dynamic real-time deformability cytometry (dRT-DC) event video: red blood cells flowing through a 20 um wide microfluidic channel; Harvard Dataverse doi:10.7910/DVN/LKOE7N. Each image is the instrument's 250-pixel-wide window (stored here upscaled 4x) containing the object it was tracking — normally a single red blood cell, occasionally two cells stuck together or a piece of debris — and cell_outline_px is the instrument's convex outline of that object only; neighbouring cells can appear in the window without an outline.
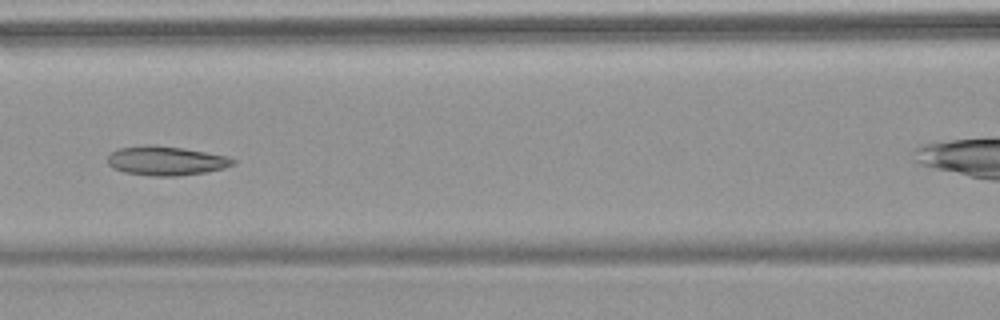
{"species": "common noctule bat (a hibernating species)", "species_latin": "Nyctalus noctula", "temperature_condition": "warm", "stored_images_in_passage": 5, "camera_frame_rate_fps": 3000, "um_per_image_px": 0.085, "animal": {"sex": "female", "body_mass_g": 18.4}, "frame": {"image": 1, "passage_image": 4, "time_ms": 3.333, "image_size_px": [1000, 320], "cell_outline_px": [[236, 164], [224, 168], [208, 172], [176, 176], [152, 176], [124, 172], [112, 168], [108, 164], [108, 156], [112, 152], [120, 148], [148, 144], [152, 144], [184, 148], [228, 156], [236, 160]], "centroid_in_image_um": [14.14, 13.66], "position_along_channel_um": 152.5, "area_um2": 21.5}}